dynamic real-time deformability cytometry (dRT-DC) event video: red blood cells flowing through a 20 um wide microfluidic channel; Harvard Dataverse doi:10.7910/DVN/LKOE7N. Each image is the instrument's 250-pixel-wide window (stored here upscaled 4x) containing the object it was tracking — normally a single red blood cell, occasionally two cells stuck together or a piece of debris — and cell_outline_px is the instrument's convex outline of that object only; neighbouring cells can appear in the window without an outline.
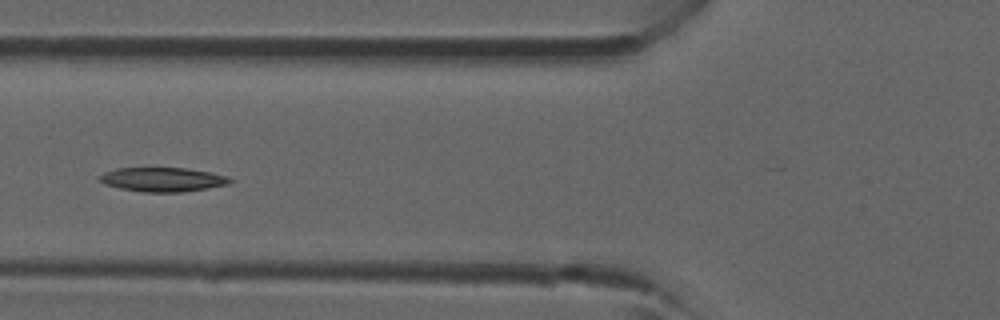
{"species": "common noctule bat (a hibernating species)", "species_latin": "Nyctalus noctula", "temperature_condition": "room temperature", "stored_images_in_passage": 3, "camera_frame_rate_fps": 3000, "um_per_image_px": 0.085, "animal": {"sex": "male", "forearm_length_mm": 52.5}, "frame": {"image": 1, "passage_image": 3, "time_ms": 2.333, "image_size_px": [1000, 320], "cell_outline_px": [[236, 180], [228, 184], [184, 192], [144, 192], [120, 188], [96, 180], [104, 172], [116, 168], [188, 168], [212, 172], [228, 176]], "centroid_in_image_um": [13.88, 15.25], "position_along_channel_um": 111.9, "area_um2": 18.44}}